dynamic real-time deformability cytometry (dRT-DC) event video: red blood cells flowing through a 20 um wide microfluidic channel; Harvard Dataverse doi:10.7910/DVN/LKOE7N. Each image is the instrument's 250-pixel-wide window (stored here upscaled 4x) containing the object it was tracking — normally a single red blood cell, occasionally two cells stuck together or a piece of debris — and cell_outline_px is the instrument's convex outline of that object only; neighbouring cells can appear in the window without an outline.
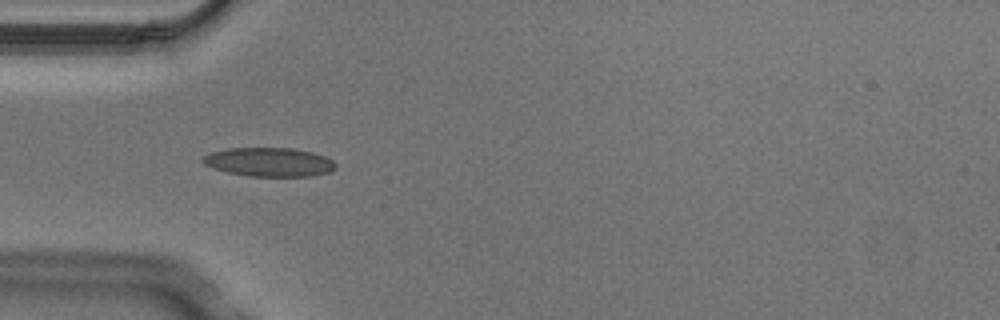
{"species": "Egyptian fruit bat (a non-hibernating species)", "species_latin": "Rousettus aegyptiacus", "temperature_condition": "cold", "stored_images_in_passage": 7, "camera_frame_rate_fps": 3000, "um_per_image_px": 0.085, "animal": {"sex": "male"}, "frame": {"image": 1, "passage_image": 3, "time_ms": 0.667, "image_size_px": [1000, 320], "cell_outline_px": [[336, 168], [328, 172], [312, 176], [248, 176], [228, 172], [212, 168], [204, 164], [200, 160], [204, 156], [212, 152], [228, 148], [292, 148], [312, 152], [324, 156], [332, 160], [336, 164]], "centroid_in_image_um": [22.87, 13.77], "position_along_channel_um": 62.1, "area_um2": 22.31}}
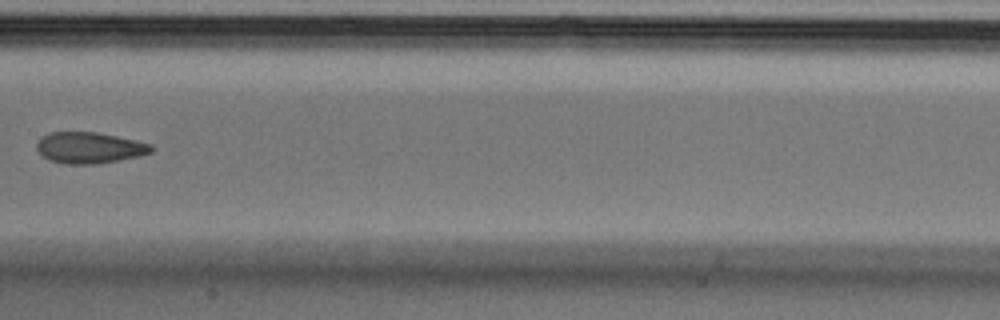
{"frame": {"image": 2, "passage_image": 6, "time_ms": 1.667, "image_size_px": [1000, 320], "cell_outline_px": [[156, 148], [152, 152], [140, 156], [120, 160], [96, 164], [64, 164], [52, 160], [44, 156], [36, 148], [36, 144], [40, 136], [48, 132], [96, 132], [136, 140], [152, 144]], "centroid_in_image_um": [7.63, 12.55], "position_along_channel_um": 199.8, "area_um2": 20.98}}
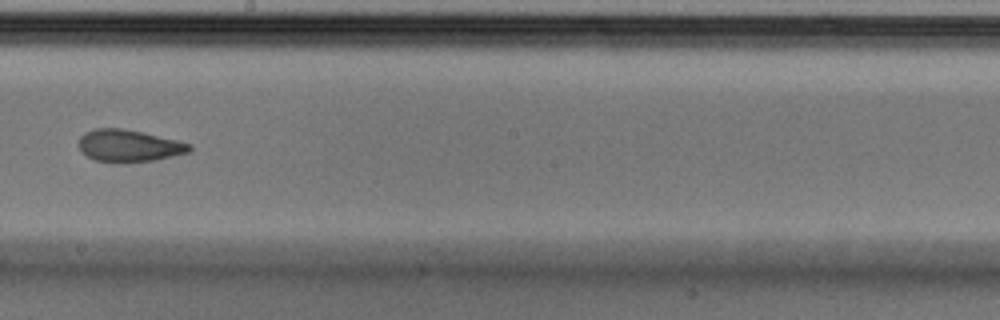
{"frame": {"image": 3, "passage_image": 7, "time_ms": 2.0, "image_size_px": [1000, 320], "cell_outline_px": [[192, 148], [188, 152], [156, 160], [120, 164], [96, 160], [88, 156], [80, 148], [80, 136], [84, 132], [96, 128], [124, 128], [176, 140], [192, 144]], "centroid_in_image_um": [10.96, 12.4], "position_along_channel_um": 237.2, "area_um2": 20.75}}